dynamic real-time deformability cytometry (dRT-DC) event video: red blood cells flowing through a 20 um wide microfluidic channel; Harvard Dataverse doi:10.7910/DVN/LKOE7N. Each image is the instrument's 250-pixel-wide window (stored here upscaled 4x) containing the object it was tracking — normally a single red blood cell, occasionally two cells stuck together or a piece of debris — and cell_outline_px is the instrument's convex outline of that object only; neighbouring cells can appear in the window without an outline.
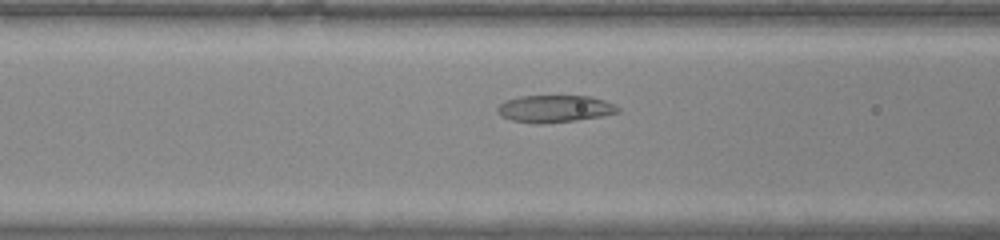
{"species": "common noctule bat (a hibernating species)", "species_latin": "Nyctalus noctula", "temperature_condition": "warm", "stored_images_in_passage": 33, "camera_frame_rate_fps": 3000, "um_per_image_px": 0.085, "animal": {"sex": "male", "body_mass_g": 20.0, "forearm_length_mm": 53.3}, "frame": {"image": 1, "passage_image": 6, "time_ms": 1.667, "image_size_px": [1000, 240], "cell_outline_px": [[620, 112], [604, 116], [576, 120], [544, 124], [532, 124], [512, 120], [500, 116], [496, 112], [496, 108], [504, 100], [520, 96], [588, 96], [604, 100], [616, 104], [620, 108]], "centroid_in_image_um": [47.14, 9.25], "position_along_channel_um": 119.5, "area_um2": 19.42}}
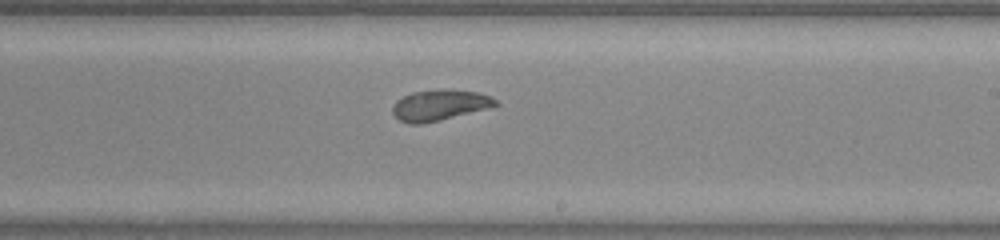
{"frame": {"image": 2, "passage_image": 15, "time_ms": 4.667, "image_size_px": [1000, 240], "cell_outline_px": [[500, 104], [492, 108], [440, 120], [420, 124], [408, 124], [400, 120], [392, 112], [392, 108], [396, 100], [412, 92], [444, 88], [476, 92], [488, 96], [496, 100]], "centroid_in_image_um": [37.38, 8.93], "position_along_channel_um": 251.6, "area_um2": 18.61}}
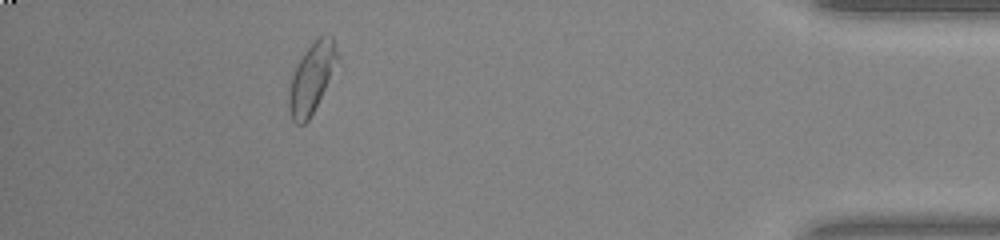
{"frame": {"image": 3, "passage_image": 29, "time_ms": 9.333, "image_size_px": [1000, 240], "cell_outline_px": [[336, 56], [324, 88], [308, 120], [304, 124], [296, 124], [292, 120], [288, 108], [288, 92], [292, 76], [304, 52], [316, 36], [332, 36], [336, 52]], "centroid_in_image_um": [26.4, 6.65], "position_along_channel_um": 408.8, "area_um2": 18.55}}